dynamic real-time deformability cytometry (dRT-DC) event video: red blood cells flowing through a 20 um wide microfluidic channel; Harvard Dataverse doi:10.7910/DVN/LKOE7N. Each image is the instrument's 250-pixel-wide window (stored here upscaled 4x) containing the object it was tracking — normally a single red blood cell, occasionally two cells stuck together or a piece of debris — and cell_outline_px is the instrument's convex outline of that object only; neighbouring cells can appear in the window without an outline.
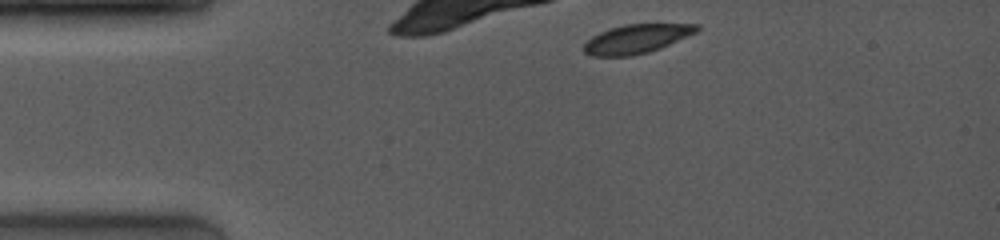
{"species": "common noctule bat (a hibernating species)", "species_latin": "Nyctalus noctula", "temperature_condition": "room temperature", "stored_images_in_passage": 4, "camera_frame_rate_fps": 4000, "um_per_image_px": 0.085, "animal": {"sex": "female", "body_mass_g": 19.0, "forearm_length_mm": 53.3}, "frame": {"image": 1, "passage_image": 1, "time_ms": 0.0, "image_size_px": [1000, 240], "cell_outline_px": [[700, 28], [696, 32], [660, 48], [648, 52], [628, 56], [592, 56], [584, 52], [584, 44], [592, 36], [608, 28], [624, 24], [700, 24]], "centroid_in_image_um": [54.09, 3.29], "position_along_channel_um": 30.9, "area_um2": 18.9}}